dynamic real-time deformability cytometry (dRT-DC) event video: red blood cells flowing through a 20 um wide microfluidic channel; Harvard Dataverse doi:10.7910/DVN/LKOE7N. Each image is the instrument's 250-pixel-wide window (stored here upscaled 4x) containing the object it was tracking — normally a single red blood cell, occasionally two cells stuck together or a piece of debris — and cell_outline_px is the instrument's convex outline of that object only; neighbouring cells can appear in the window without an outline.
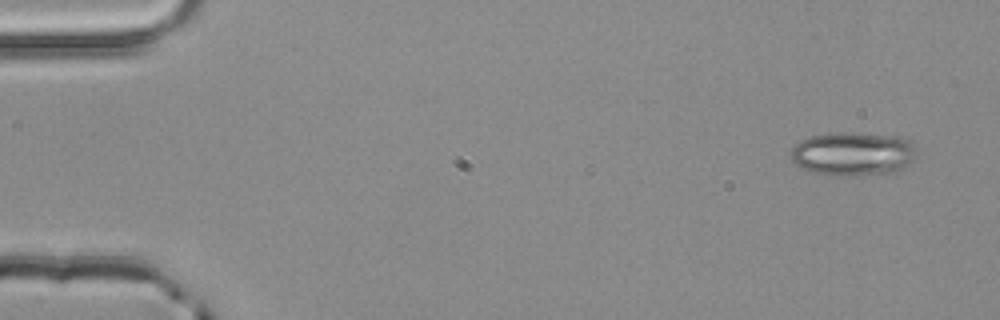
{"species": "common noctule bat (a hibernating species)", "species_latin": "Nyctalus noctula", "temperature_condition": "room temperature", "stored_images_in_passage": 3, "camera_frame_rate_fps": 3000, "um_per_image_px": 0.085, "animal": {"sex": "male", "body_mass_g": 20.4}, "frame": {"image": 1, "passage_image": 1, "time_ms": 0.0, "image_size_px": [1000, 320], "cell_outline_px": [[920, 156], [896, 172], [852, 176], [836, 176], [812, 172], [796, 164], [792, 160], [792, 148], [800, 140], [812, 136], [828, 132], [852, 132], [900, 136], [912, 140]], "centroid_in_image_um": [72.58, 13.06], "position_along_channel_um": 12.4, "area_um2": 32.71}}